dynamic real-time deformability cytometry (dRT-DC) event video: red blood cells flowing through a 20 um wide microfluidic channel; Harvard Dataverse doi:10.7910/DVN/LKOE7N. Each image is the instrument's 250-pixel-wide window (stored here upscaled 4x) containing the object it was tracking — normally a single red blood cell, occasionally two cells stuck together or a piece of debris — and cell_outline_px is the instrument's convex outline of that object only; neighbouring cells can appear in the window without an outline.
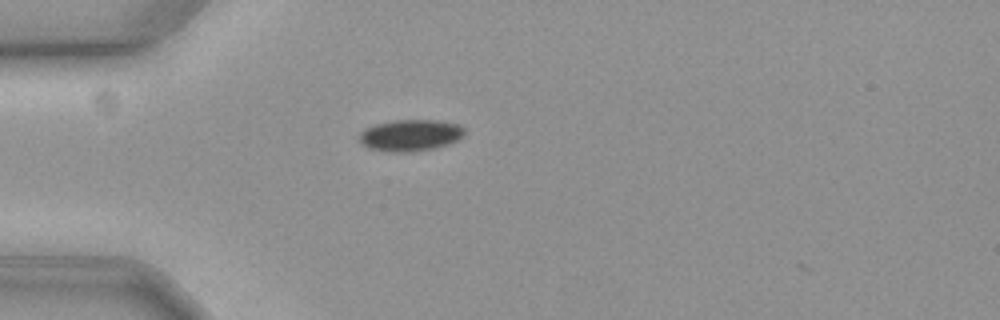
{"species": "common noctule bat (a hibernating species)", "species_latin": "Nyctalus noctula", "temperature_condition": "cold", "stored_images_in_passage": 5, "camera_frame_rate_fps": 3000, "um_per_image_px": 0.085, "animal": {"sex": "female", "body_mass_g": 19.3, "forearm_length_mm": 54.1}, "frame": {"image": 1, "passage_image": 4, "time_ms": 1.0, "image_size_px": [1000, 320], "cell_outline_px": [[464, 132], [460, 140], [448, 144], [432, 148], [412, 152], [392, 152], [368, 148], [360, 140], [360, 132], [364, 128], [376, 124], [392, 120], [436, 120], [460, 124], [464, 128]], "centroid_in_image_um": [34.9, 11.49], "position_along_channel_um": 50.1, "area_um2": 19.36}}